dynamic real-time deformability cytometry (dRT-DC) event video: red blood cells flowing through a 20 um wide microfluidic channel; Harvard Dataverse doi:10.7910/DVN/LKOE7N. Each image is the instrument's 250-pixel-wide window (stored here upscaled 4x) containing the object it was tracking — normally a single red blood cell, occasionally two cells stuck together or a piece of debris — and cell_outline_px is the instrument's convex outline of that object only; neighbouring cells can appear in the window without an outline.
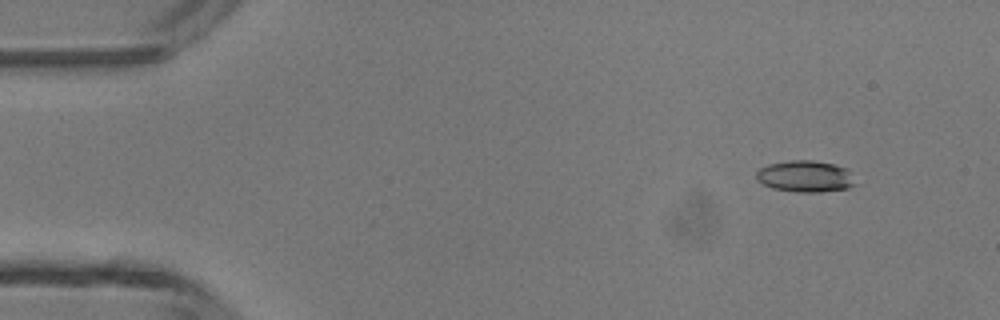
{"species": "common noctule bat (a hibernating species)", "species_latin": "Nyctalus noctula", "temperature_condition": "room temperature", "stored_images_in_passage": 47, "camera_frame_rate_fps": 3000, "um_per_image_px": 0.085, "animal": {"sex": "male", "body_mass_g": 13.3}, "frame": {"image": 1, "passage_image": 5, "time_ms": 1.333, "image_size_px": [1000, 320], "cell_outline_px": [[856, 184], [848, 188], [820, 192], [796, 192], [772, 188], [756, 180], [756, 172], [760, 168], [768, 164], [788, 160], [812, 160], [832, 164], [848, 168]], "centroid_in_image_um": [68.44, 14.99], "position_along_channel_um": 16.6, "area_um2": 18.26}}
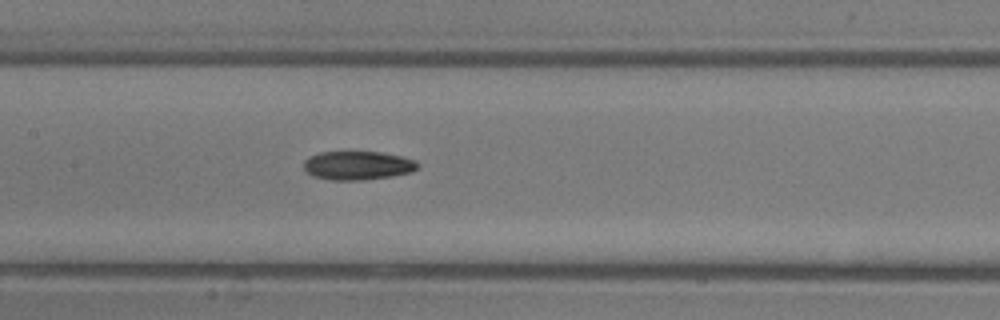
{"frame": {"image": 2, "passage_image": 23, "time_ms": 7.333, "image_size_px": [1000, 320], "cell_outline_px": [[420, 168], [412, 172], [392, 176], [364, 180], [332, 180], [312, 176], [304, 172], [304, 160], [308, 156], [320, 152], [380, 152], [400, 156], [416, 160], [420, 164]], "centroid_in_image_um": [30.4, 14.07], "position_along_channel_um": 177.0, "area_um2": 19.36}}
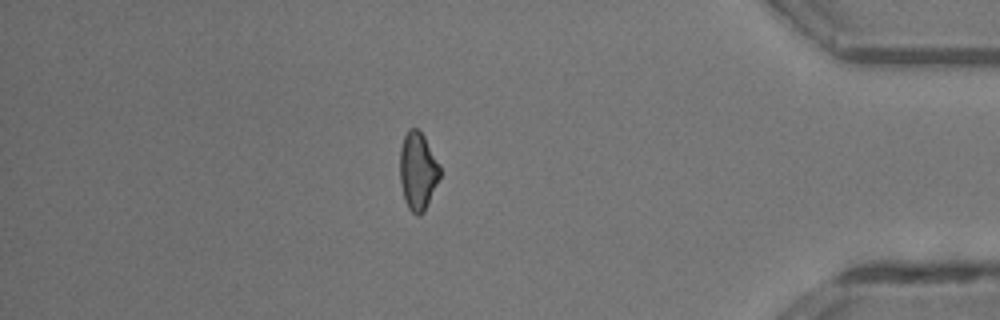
{"frame": {"image": 3, "passage_image": 41, "time_ms": 13.333, "image_size_px": [1000, 320], "cell_outline_px": [[440, 176], [424, 212], [420, 216], [416, 216], [408, 208], [404, 200], [400, 180], [400, 148], [404, 136], [408, 128], [416, 128], [424, 136], [440, 164]], "centroid_in_image_um": [35.51, 14.54], "position_along_channel_um": 399.7, "area_um2": 18.21}, "authors_computed_cell_mechanics": {"area_um2": 18.4382, "velocity_mm_per_s": 4.3841, "shape_relaxation_time_tau1_ms": 6.0779, "shape_relaxation_time_tau2_ms": null, "deformation_change_tau1": 0.1488, "deformation_change_tau2": null}}